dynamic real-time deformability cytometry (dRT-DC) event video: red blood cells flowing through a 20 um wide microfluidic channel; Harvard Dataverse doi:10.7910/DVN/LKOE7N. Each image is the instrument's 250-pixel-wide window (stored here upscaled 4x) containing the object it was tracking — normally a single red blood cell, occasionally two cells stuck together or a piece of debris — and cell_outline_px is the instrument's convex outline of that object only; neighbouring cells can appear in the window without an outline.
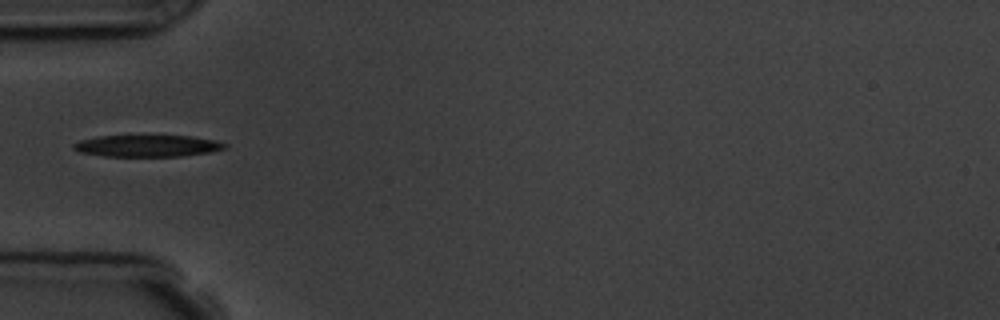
{"species": "common noctule bat (a hibernating species)", "species_latin": "Nyctalus noctula", "temperature_condition": "room temperature", "stored_images_in_passage": 6, "camera_frame_rate_fps": 3000, "um_per_image_px": 0.085, "animal": {"sex": "male", "body_mass_g": 19.5, "forearm_length_mm": 54.6}, "frame": {"image": 1, "passage_image": 5, "time_ms": 5.667, "image_size_px": [1000, 320], "cell_outline_px": [[228, 148], [208, 152], [180, 156], [104, 156], [80, 152], [72, 148], [72, 144], [80, 140], [96, 136], [192, 136], [216, 140], [228, 144]], "centroid_in_image_um": [12.53, 12.39], "position_along_channel_um": 72.5, "area_um2": 19.13}}